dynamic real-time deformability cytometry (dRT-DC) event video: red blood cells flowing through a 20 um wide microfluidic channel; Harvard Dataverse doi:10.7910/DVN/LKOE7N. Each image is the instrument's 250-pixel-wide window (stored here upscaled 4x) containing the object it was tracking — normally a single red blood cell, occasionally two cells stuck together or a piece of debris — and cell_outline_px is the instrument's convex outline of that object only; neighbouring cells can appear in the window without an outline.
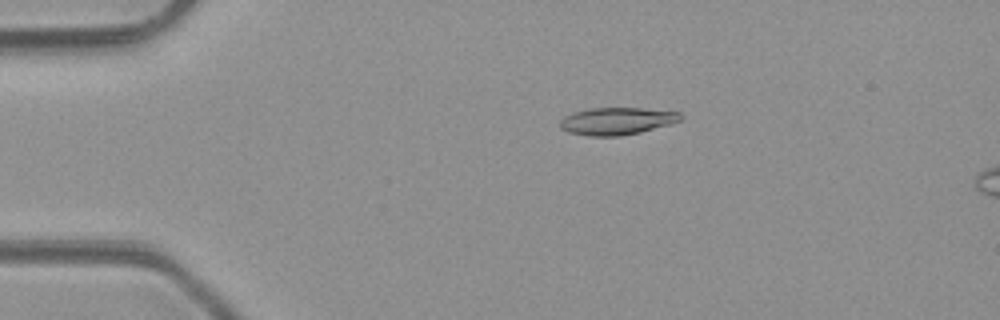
{"species": "common noctule bat (a hibernating species)", "species_latin": "Nyctalus noctula", "temperature_condition": "room temperature", "stored_images_in_passage": 2, "camera_frame_rate_fps": 3000, "um_per_image_px": 0.085, "animal": {"sex": "male", "body_mass_g": 23.1, "forearm_length_mm": 52.7}, "frame": {"image": 1, "passage_image": 1, "time_ms": 0.0, "image_size_px": [1000, 320], "cell_outline_px": [[684, 116], [680, 120], [672, 124], [640, 132], [620, 136], [588, 136], [568, 132], [560, 128], [560, 120], [564, 116], [588, 108], [640, 108], [680, 112]], "centroid_in_image_um": [52.44, 10.29], "position_along_channel_um": 32.6, "area_um2": 19.25}}